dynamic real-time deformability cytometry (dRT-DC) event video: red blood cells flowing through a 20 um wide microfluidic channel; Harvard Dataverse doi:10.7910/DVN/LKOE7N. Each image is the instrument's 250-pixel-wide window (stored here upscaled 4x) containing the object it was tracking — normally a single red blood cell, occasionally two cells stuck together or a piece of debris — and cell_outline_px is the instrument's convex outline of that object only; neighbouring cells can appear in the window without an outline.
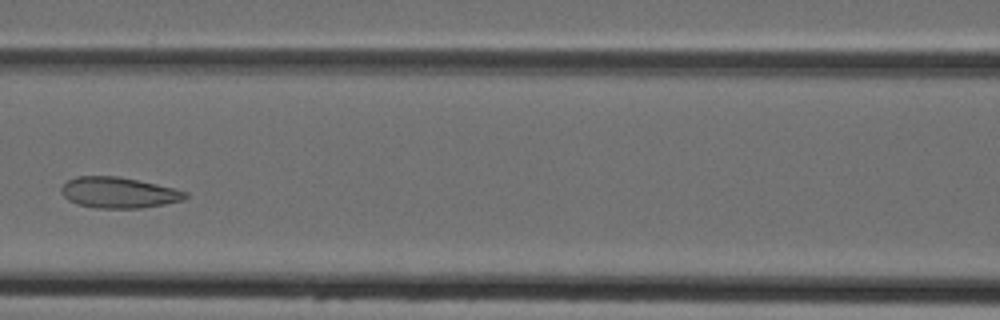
{"species": "Egyptian fruit bat (a non-hibernating species)", "species_latin": "Rousettus aegyptiacus", "temperature_condition": "cold", "stored_images_in_passage": 4, "camera_frame_rate_fps": 3000, "um_per_image_px": 0.085, "animal": {"sex": "female"}, "frame": {"image": 1, "passage_image": 4, "time_ms": 3.333, "image_size_px": [1000, 320], "cell_outline_px": [[188, 196], [184, 200], [164, 204], [140, 208], [96, 208], [76, 204], [68, 200], [60, 192], [60, 188], [68, 180], [76, 176], [116, 176], [156, 184], [188, 192]], "centroid_in_image_um": [10.06, 16.38], "position_along_channel_um": 156.5, "area_um2": 22.25}}